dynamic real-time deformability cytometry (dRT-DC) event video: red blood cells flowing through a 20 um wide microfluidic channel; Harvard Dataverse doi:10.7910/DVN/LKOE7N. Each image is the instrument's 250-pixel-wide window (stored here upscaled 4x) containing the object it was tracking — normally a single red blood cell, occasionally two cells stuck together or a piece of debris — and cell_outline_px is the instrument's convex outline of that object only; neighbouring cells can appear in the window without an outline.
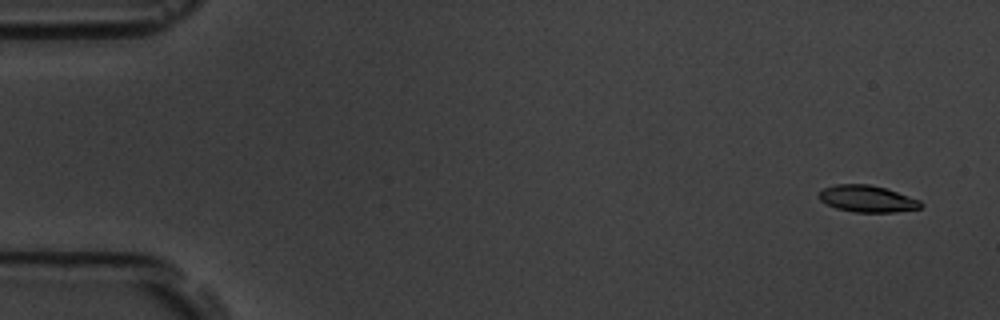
{"species": "common noctule bat (a hibernating species)", "species_latin": "Nyctalus noctula", "temperature_condition": "room temperature", "stored_images_in_passage": 4, "camera_frame_rate_fps": 3000, "um_per_image_px": 0.085, "animal": {"sex": "male", "body_mass_g": 19.5, "forearm_length_mm": 54.6}, "frame": {"image": 1, "passage_image": 1, "time_ms": 0.0, "image_size_px": [1000, 320], "cell_outline_px": [[924, 204], [920, 208], [896, 212], [856, 212], [836, 208], [820, 200], [816, 196], [824, 188], [836, 184], [868, 184], [884, 188], [920, 200]], "centroid_in_image_um": [73.7, 16.9], "position_along_channel_um": 11.3, "area_um2": 15.72}}